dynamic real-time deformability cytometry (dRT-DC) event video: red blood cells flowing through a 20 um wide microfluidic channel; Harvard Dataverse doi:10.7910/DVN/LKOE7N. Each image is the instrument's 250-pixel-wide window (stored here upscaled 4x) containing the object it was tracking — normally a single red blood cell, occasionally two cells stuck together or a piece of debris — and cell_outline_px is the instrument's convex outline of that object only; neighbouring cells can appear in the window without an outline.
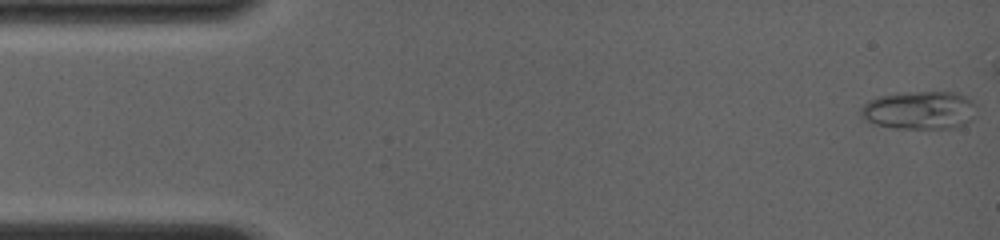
{"species": "common noctule bat (a hibernating species)", "species_latin": "Nyctalus noctula", "temperature_condition": "room temperature", "stored_images_in_passage": 27, "camera_frame_rate_fps": 4000, "um_per_image_px": 0.085, "animal": {"sex": "female", "body_mass_g": 19.0, "forearm_length_mm": 56.7}, "frame": {"image": 1, "passage_image": 1, "time_ms": 0.0, "image_size_px": [1000, 240], "cell_outline_px": [[976, 116], [972, 120], [956, 128], [896, 128], [876, 124], [860, 116], [860, 108], [868, 100], [876, 96], [916, 92], [948, 92], [960, 96], [964, 100]], "centroid_in_image_um": [78.04, 9.39], "position_along_channel_um": 7.0, "area_um2": 24.85}}
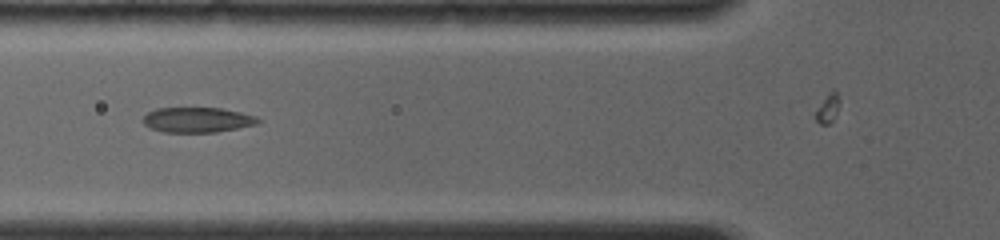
{"frame": {"image": 2, "passage_image": 13, "time_ms": 5.5, "image_size_px": [1000, 240], "cell_outline_px": [[260, 120], [256, 124], [216, 132], [164, 132], [152, 128], [144, 124], [144, 116], [148, 112], [156, 108], [220, 108], [240, 112], [256, 116]], "centroid_in_image_um": [16.77, 10.18], "position_along_channel_um": 109.0, "area_um2": 16.59}}
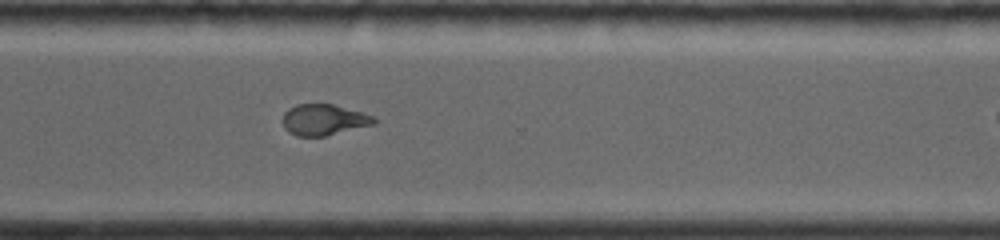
{"frame": {"image": 3, "passage_image": 26, "time_ms": 11.25, "image_size_px": [1000, 240], "cell_outline_px": [[376, 124], [324, 136], [296, 136], [288, 132], [284, 128], [284, 112], [288, 108], [296, 104], [332, 104], [360, 112], [372, 116], [376, 120]], "centroid_in_image_um": [27.5, 10.18], "position_along_channel_um": 343.1, "area_um2": 16.36}}